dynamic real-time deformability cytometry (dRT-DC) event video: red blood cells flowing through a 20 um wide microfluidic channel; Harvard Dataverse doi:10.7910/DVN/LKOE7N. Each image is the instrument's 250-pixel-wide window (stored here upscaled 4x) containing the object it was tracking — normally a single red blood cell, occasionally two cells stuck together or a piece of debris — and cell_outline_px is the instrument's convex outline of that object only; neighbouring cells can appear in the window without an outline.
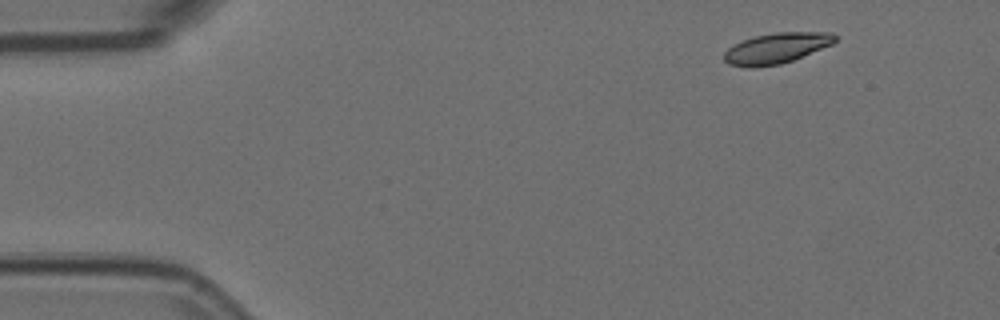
{"species": "Egyptian fruit bat (a non-hibernating species)", "species_latin": "Rousettus aegyptiacus", "temperature_condition": "room temperature", "stored_images_in_passage": 3, "camera_frame_rate_fps": 3000, "um_per_image_px": 0.085, "animal": {"sex": "female"}, "frame": {"image": 1, "passage_image": 1, "time_ms": 0.0, "image_size_px": [1000, 320], "cell_outline_px": [[836, 40], [832, 44], [792, 60], [780, 64], [752, 68], [728, 64], [724, 60], [724, 52], [728, 48], [744, 40], [756, 36], [776, 32], [832, 32], [836, 36]], "centroid_in_image_um": [65.99, 4.1], "position_along_channel_um": 19.0, "area_um2": 19.54}}
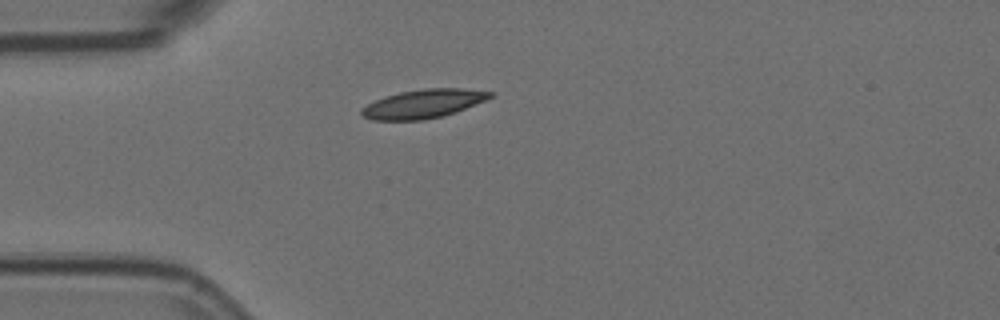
{"frame": {"image": 2, "passage_image": 3, "time_ms": 0.667, "image_size_px": [1000, 320], "cell_outline_px": [[496, 92], [492, 96], [484, 100], [456, 112], [424, 120], [372, 120], [360, 116], [360, 108], [384, 96], [400, 92], [424, 88], [460, 88]], "centroid_in_image_um": [35.94, 8.82], "position_along_channel_um": 49.1, "area_um2": 21.5}}